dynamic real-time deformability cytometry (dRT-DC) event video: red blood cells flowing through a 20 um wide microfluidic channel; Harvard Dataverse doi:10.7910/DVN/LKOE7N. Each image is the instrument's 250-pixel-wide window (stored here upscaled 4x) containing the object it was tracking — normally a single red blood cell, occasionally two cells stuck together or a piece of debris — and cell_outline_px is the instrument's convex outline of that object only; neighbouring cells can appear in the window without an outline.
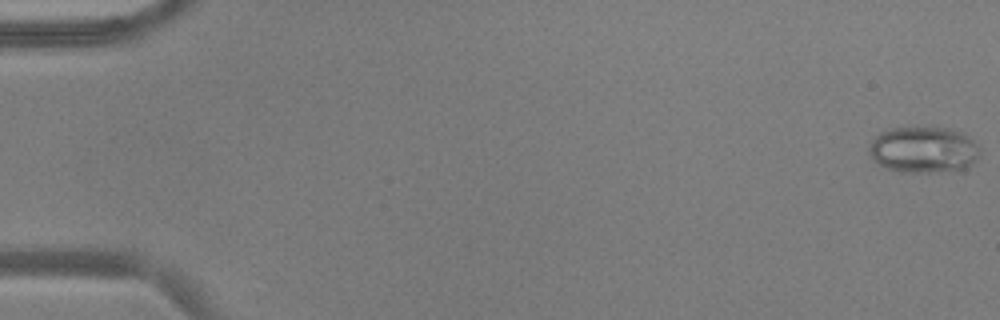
{"species": "common noctule bat (a hibernating species)", "species_latin": "Nyctalus noctula", "temperature_condition": "warm", "stored_images_in_passage": 54, "camera_frame_rate_fps": 3000, "um_per_image_px": 0.085, "animal": {"sex": "male", "body_mass_g": 17.9, "forearm_length_mm": 54.2}, "frame": {"image": 1, "passage_image": 1, "time_ms": 0.0, "image_size_px": [1000, 320], "cell_outline_px": [[980, 152], [972, 164], [964, 168], [928, 172], [900, 172], [888, 168], [880, 164], [872, 156], [868, 148], [872, 140], [880, 132], [888, 128], [948, 128], [964, 132], [980, 148]], "centroid_in_image_um": [78.5, 12.71], "position_along_channel_um": 6.5, "area_um2": 29.48}}
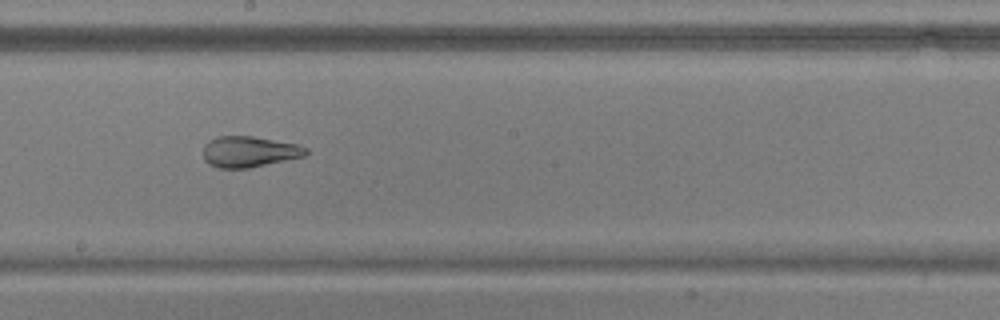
{"frame": {"image": 2, "passage_image": 31, "time_ms": 10.0, "image_size_px": [1000, 320], "cell_outline_px": [[308, 152], [304, 156], [248, 168], [220, 168], [208, 164], [204, 160], [204, 144], [208, 140], [216, 136], [252, 136], [296, 144], [308, 148]], "centroid_in_image_um": [21.14, 12.89], "position_along_channel_um": 227.1, "area_um2": 18.44}}
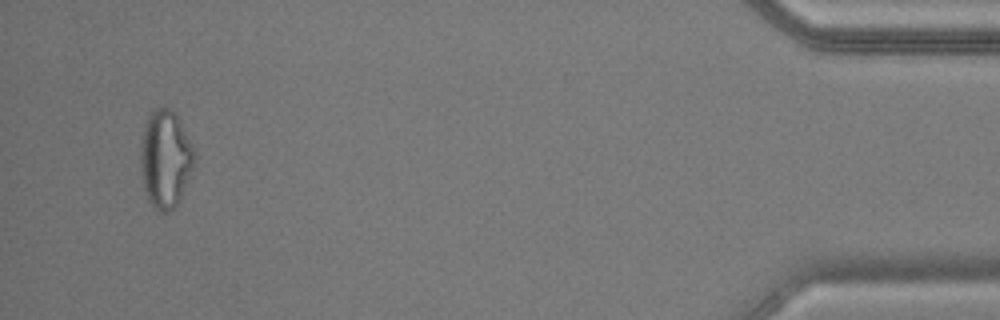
{"frame": {"image": 3, "passage_image": 52, "time_ms": 17.0, "image_size_px": [1000, 320], "cell_outline_px": [[196, 156], [192, 168], [176, 208], [168, 212], [160, 212], [148, 200], [144, 188], [140, 168], [140, 148], [144, 124], [148, 116], [156, 108], [168, 108], [176, 112], [196, 152]], "centroid_in_image_um": [14.05, 13.5], "position_along_channel_um": 421.1, "area_um2": 30.75}, "authors_computed_cell_mechanics": {"area_um2": 25.1141, "velocity_mm_per_s": 3.7929, "shape_relaxation_time_tau1_ms": null, "shape_relaxation_time_tau2_ms": 1.5304, "deformation_change_tau1": null, "deformation_change_tau2": 0.059}}